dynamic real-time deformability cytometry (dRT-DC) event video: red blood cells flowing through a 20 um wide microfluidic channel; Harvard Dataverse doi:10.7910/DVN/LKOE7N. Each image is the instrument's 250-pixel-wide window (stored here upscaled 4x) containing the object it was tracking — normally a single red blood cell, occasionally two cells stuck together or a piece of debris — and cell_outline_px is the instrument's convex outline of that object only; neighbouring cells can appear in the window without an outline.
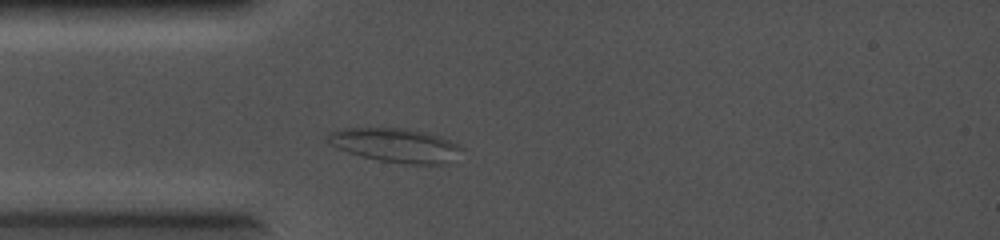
{"species": "common noctule bat (a hibernating species)", "species_latin": "Nyctalus noctula", "temperature_condition": "cold", "stored_images_in_passage": 3, "camera_frame_rate_fps": 5000, "um_per_image_px": 0.085, "animal": {"sex": "female", "body_mass_g": 19.0, "forearm_length_mm": 56.7}, "frame": {"image": 1, "passage_image": 3, "time_ms": 0.4, "image_size_px": [1000, 240], "cell_outline_px": [[464, 148], [448, 164], [408, 164], [380, 160], [360, 156], [348, 152], [324, 140], [324, 136], [328, 132], [344, 128], [408, 128], [440, 136], [460, 144]], "centroid_in_image_um": [33.63, 12.33], "position_along_channel_um": 51.4, "area_um2": 26.65}}